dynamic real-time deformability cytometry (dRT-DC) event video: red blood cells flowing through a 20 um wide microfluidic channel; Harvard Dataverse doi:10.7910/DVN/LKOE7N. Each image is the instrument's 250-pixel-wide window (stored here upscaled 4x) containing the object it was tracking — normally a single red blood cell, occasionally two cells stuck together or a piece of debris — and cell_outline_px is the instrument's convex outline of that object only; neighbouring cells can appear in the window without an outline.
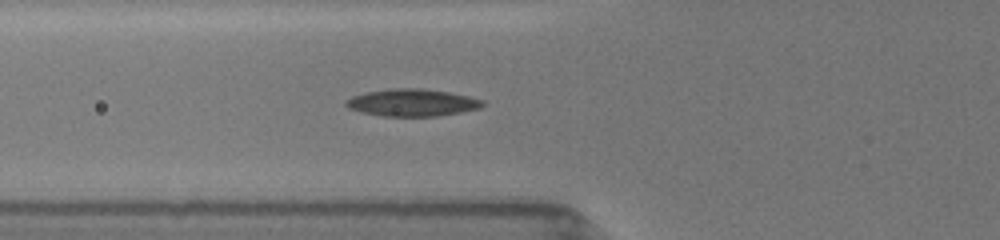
{"species": "common noctule bat (a hibernating species)", "species_latin": "Nyctalus noctula", "temperature_condition": "room temperature", "stored_images_in_passage": 23, "camera_frame_rate_fps": 3000, "um_per_image_px": 0.085, "animal": {"sex": "female", "body_mass_g": 19.5, "forearm_length_mm": 54.1}, "frame": {"image": 1, "passage_image": 20, "time_ms": 3.0, "image_size_px": [1000, 240], "cell_outline_px": [[484, 104], [480, 108], [460, 112], [436, 116], [384, 116], [360, 112], [348, 108], [344, 104], [344, 100], [352, 96], [368, 92], [388, 88], [420, 88], [448, 92], [468, 96], [484, 100]], "centroid_in_image_um": [35.0, 8.72], "position_along_channel_um": 90.8, "area_um2": 21.68}}